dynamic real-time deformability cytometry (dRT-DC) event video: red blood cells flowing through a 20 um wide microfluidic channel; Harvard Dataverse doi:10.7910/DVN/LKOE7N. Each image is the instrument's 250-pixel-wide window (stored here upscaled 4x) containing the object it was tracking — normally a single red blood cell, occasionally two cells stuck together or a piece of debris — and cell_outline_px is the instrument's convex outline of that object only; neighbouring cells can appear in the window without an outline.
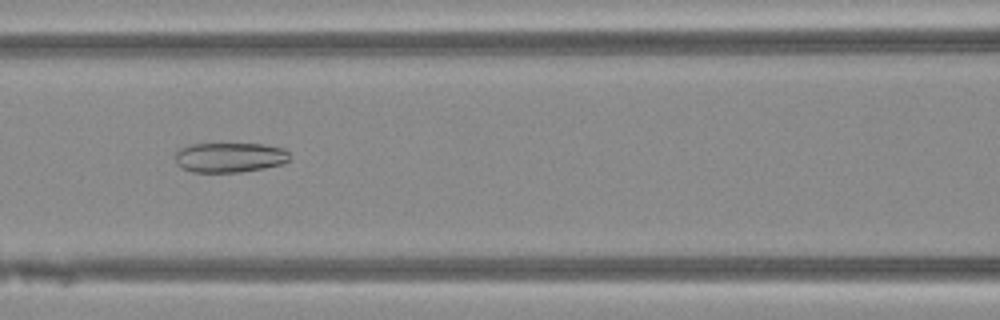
{"species": "Egyptian fruit bat (a non-hibernating species)", "species_latin": "Rousettus aegyptiacus", "temperature_condition": "warm", "stored_images_in_passage": 34, "camera_frame_rate_fps": 3000, "um_per_image_px": 0.085, "animal": {"sex": "female"}, "frame": {"image": 1, "passage_image": 7, "time_ms": 2.0, "image_size_px": [1000, 320], "cell_outline_px": [[288, 160], [284, 164], [264, 168], [240, 172], [192, 172], [180, 168], [176, 164], [172, 156], [176, 148], [192, 144], [264, 144], [284, 148], [288, 152]], "centroid_in_image_um": [19.44, 13.38], "position_along_channel_um": 147.2, "area_um2": 20.35}}
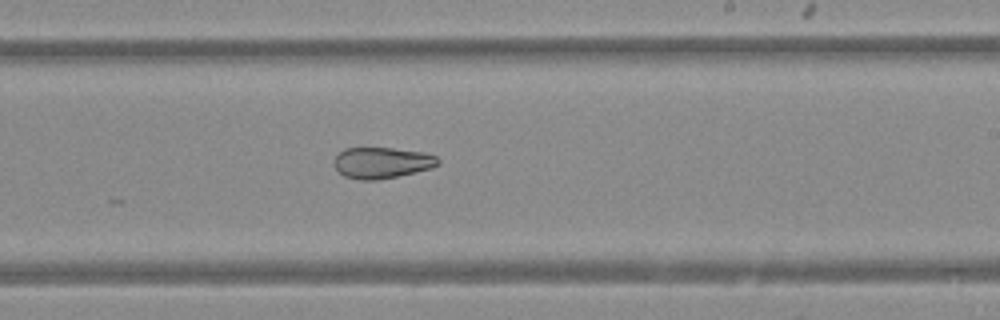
{"frame": {"image": 2, "passage_image": 15, "time_ms": 4.667, "image_size_px": [1000, 320], "cell_outline_px": [[440, 164], [432, 168], [380, 180], [360, 180], [344, 176], [336, 168], [336, 156], [344, 148], [392, 148], [424, 152], [436, 156], [440, 160]], "centroid_in_image_um": [32.51, 13.83], "position_along_channel_um": 256.5, "area_um2": 18.79}}
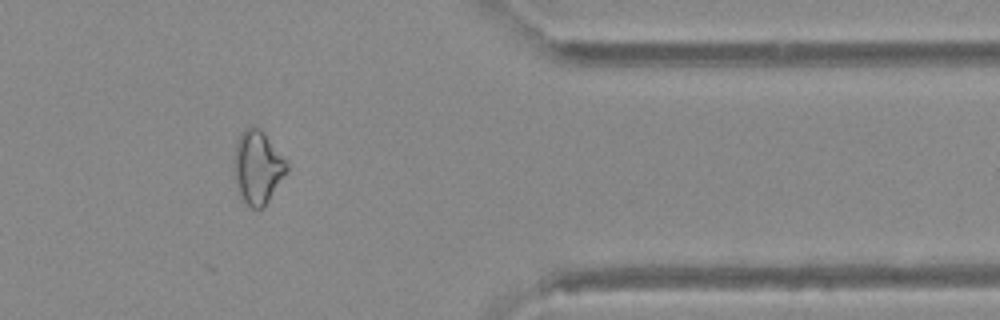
{"frame": {"image": 3, "passage_image": 26, "time_ms": 8.333, "image_size_px": [1000, 320], "cell_outline_px": [[288, 172], [268, 200], [260, 208], [252, 208], [244, 204], [236, 184], [232, 168], [232, 164], [236, 140], [240, 132], [244, 128], [252, 124], [260, 128], [288, 164]], "centroid_in_image_um": [21.85, 14.18], "position_along_channel_um": 389.6, "area_um2": 22.72}}